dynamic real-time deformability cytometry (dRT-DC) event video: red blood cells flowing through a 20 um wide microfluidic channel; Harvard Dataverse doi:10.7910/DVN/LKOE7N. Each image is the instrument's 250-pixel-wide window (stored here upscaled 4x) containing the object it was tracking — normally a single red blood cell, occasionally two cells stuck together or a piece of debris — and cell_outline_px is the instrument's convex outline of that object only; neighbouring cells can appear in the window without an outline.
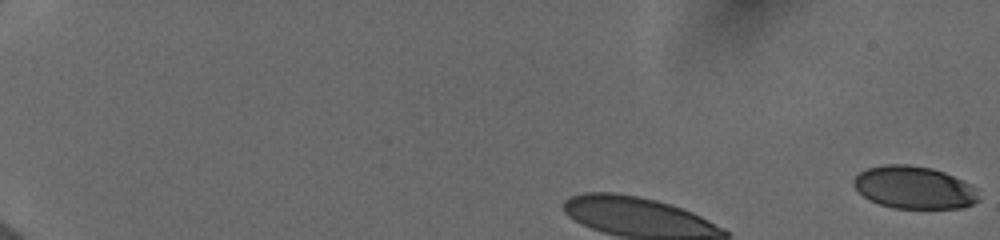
{"species": "human", "species_latin": "Homo sapiens", "temperature_condition": "cold", "stored_images_in_passage": 8, "camera_frame_rate_fps": 3000, "um_per_image_px": 0.085, "donor": {"sex": "female"}, "frame": {"image": 1, "passage_image": 1, "time_ms": 0.0, "image_size_px": [1000, 240], "cell_outline_px": [[980, 200], [964, 208], [892, 208], [868, 200], [852, 184], [852, 180], [860, 172], [868, 168], [884, 164], [908, 164], [932, 168], [944, 172], [976, 188]], "centroid_in_image_um": [77.68, 15.94], "position_along_channel_um": 7.3, "area_um2": 30.98}}